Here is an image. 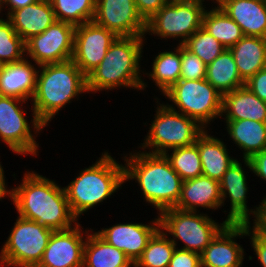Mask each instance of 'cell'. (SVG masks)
Masks as SVG:
<instances>
[{"label": "cell", "instance_id": "16", "mask_svg": "<svg viewBox=\"0 0 266 267\" xmlns=\"http://www.w3.org/2000/svg\"><path fill=\"white\" fill-rule=\"evenodd\" d=\"M247 236V224H227L200 254L201 267H241L244 249L234 238Z\"/></svg>", "mask_w": 266, "mask_h": 267}, {"label": "cell", "instance_id": "12", "mask_svg": "<svg viewBox=\"0 0 266 267\" xmlns=\"http://www.w3.org/2000/svg\"><path fill=\"white\" fill-rule=\"evenodd\" d=\"M21 102L26 100L0 95V139L18 155H37L38 144L25 119V111L18 107Z\"/></svg>", "mask_w": 266, "mask_h": 267}, {"label": "cell", "instance_id": "15", "mask_svg": "<svg viewBox=\"0 0 266 267\" xmlns=\"http://www.w3.org/2000/svg\"><path fill=\"white\" fill-rule=\"evenodd\" d=\"M79 226L77 222L70 229L53 231L36 267H82L85 240Z\"/></svg>", "mask_w": 266, "mask_h": 267}, {"label": "cell", "instance_id": "27", "mask_svg": "<svg viewBox=\"0 0 266 267\" xmlns=\"http://www.w3.org/2000/svg\"><path fill=\"white\" fill-rule=\"evenodd\" d=\"M85 239L82 267H131L134 265L123 251L108 244L96 232L88 234Z\"/></svg>", "mask_w": 266, "mask_h": 267}, {"label": "cell", "instance_id": "18", "mask_svg": "<svg viewBox=\"0 0 266 267\" xmlns=\"http://www.w3.org/2000/svg\"><path fill=\"white\" fill-rule=\"evenodd\" d=\"M242 164L236 159L224 174L220 181V193L222 203L224 204L225 197L230 198L231 209L227 215L226 222L229 224H247L249 222L248 213L255 214L256 210L247 207V182L245 171Z\"/></svg>", "mask_w": 266, "mask_h": 267}, {"label": "cell", "instance_id": "1", "mask_svg": "<svg viewBox=\"0 0 266 267\" xmlns=\"http://www.w3.org/2000/svg\"><path fill=\"white\" fill-rule=\"evenodd\" d=\"M10 198L19 216L53 231L67 230L73 227L72 223L77 224L64 187L37 173H24L22 183L11 190Z\"/></svg>", "mask_w": 266, "mask_h": 267}, {"label": "cell", "instance_id": "44", "mask_svg": "<svg viewBox=\"0 0 266 267\" xmlns=\"http://www.w3.org/2000/svg\"><path fill=\"white\" fill-rule=\"evenodd\" d=\"M0 164V199L4 198L5 196L11 197V191L7 190V185L5 184V177H4V170ZM8 194V195H7Z\"/></svg>", "mask_w": 266, "mask_h": 267}, {"label": "cell", "instance_id": "36", "mask_svg": "<svg viewBox=\"0 0 266 267\" xmlns=\"http://www.w3.org/2000/svg\"><path fill=\"white\" fill-rule=\"evenodd\" d=\"M207 65L195 54L181 45V75L183 80L206 79Z\"/></svg>", "mask_w": 266, "mask_h": 267}, {"label": "cell", "instance_id": "17", "mask_svg": "<svg viewBox=\"0 0 266 267\" xmlns=\"http://www.w3.org/2000/svg\"><path fill=\"white\" fill-rule=\"evenodd\" d=\"M160 228L159 216L152 225L139 223L116 224L96 232L108 244L123 251L134 264L146 248L148 241Z\"/></svg>", "mask_w": 266, "mask_h": 267}, {"label": "cell", "instance_id": "41", "mask_svg": "<svg viewBox=\"0 0 266 267\" xmlns=\"http://www.w3.org/2000/svg\"><path fill=\"white\" fill-rule=\"evenodd\" d=\"M244 163L258 177L266 180V149L255 154L250 160L244 159Z\"/></svg>", "mask_w": 266, "mask_h": 267}, {"label": "cell", "instance_id": "35", "mask_svg": "<svg viewBox=\"0 0 266 267\" xmlns=\"http://www.w3.org/2000/svg\"><path fill=\"white\" fill-rule=\"evenodd\" d=\"M183 45L206 65L212 63L226 49L203 27H200Z\"/></svg>", "mask_w": 266, "mask_h": 267}, {"label": "cell", "instance_id": "38", "mask_svg": "<svg viewBox=\"0 0 266 267\" xmlns=\"http://www.w3.org/2000/svg\"><path fill=\"white\" fill-rule=\"evenodd\" d=\"M245 85L261 100L266 102V67L253 75Z\"/></svg>", "mask_w": 266, "mask_h": 267}, {"label": "cell", "instance_id": "2", "mask_svg": "<svg viewBox=\"0 0 266 267\" xmlns=\"http://www.w3.org/2000/svg\"><path fill=\"white\" fill-rule=\"evenodd\" d=\"M33 100V127L39 133L71 99L87 92V77L72 61L39 66ZM40 72V74H39Z\"/></svg>", "mask_w": 266, "mask_h": 267}, {"label": "cell", "instance_id": "43", "mask_svg": "<svg viewBox=\"0 0 266 267\" xmlns=\"http://www.w3.org/2000/svg\"><path fill=\"white\" fill-rule=\"evenodd\" d=\"M37 1L38 0H0V13H1L2 7H4L5 4L7 5V7L8 5L10 6L8 8L9 11L7 13V17H8L13 11L26 7L30 4L36 3Z\"/></svg>", "mask_w": 266, "mask_h": 267}, {"label": "cell", "instance_id": "25", "mask_svg": "<svg viewBox=\"0 0 266 267\" xmlns=\"http://www.w3.org/2000/svg\"><path fill=\"white\" fill-rule=\"evenodd\" d=\"M229 49L244 82L266 67V38L243 36Z\"/></svg>", "mask_w": 266, "mask_h": 267}, {"label": "cell", "instance_id": "39", "mask_svg": "<svg viewBox=\"0 0 266 267\" xmlns=\"http://www.w3.org/2000/svg\"><path fill=\"white\" fill-rule=\"evenodd\" d=\"M138 13L147 21L167 2L166 0H134Z\"/></svg>", "mask_w": 266, "mask_h": 267}, {"label": "cell", "instance_id": "29", "mask_svg": "<svg viewBox=\"0 0 266 267\" xmlns=\"http://www.w3.org/2000/svg\"><path fill=\"white\" fill-rule=\"evenodd\" d=\"M207 11L203 16L202 27L226 49L234 46L244 36L240 26L219 6Z\"/></svg>", "mask_w": 266, "mask_h": 267}, {"label": "cell", "instance_id": "10", "mask_svg": "<svg viewBox=\"0 0 266 267\" xmlns=\"http://www.w3.org/2000/svg\"><path fill=\"white\" fill-rule=\"evenodd\" d=\"M203 5L193 3H166L146 21V33L162 38H183V45L200 27L205 13Z\"/></svg>", "mask_w": 266, "mask_h": 267}, {"label": "cell", "instance_id": "31", "mask_svg": "<svg viewBox=\"0 0 266 267\" xmlns=\"http://www.w3.org/2000/svg\"><path fill=\"white\" fill-rule=\"evenodd\" d=\"M176 249L168 234L159 228L148 241L134 267H168Z\"/></svg>", "mask_w": 266, "mask_h": 267}, {"label": "cell", "instance_id": "26", "mask_svg": "<svg viewBox=\"0 0 266 267\" xmlns=\"http://www.w3.org/2000/svg\"><path fill=\"white\" fill-rule=\"evenodd\" d=\"M230 137L244 150L243 159H251L266 149V122L253 120H226Z\"/></svg>", "mask_w": 266, "mask_h": 267}, {"label": "cell", "instance_id": "21", "mask_svg": "<svg viewBox=\"0 0 266 267\" xmlns=\"http://www.w3.org/2000/svg\"><path fill=\"white\" fill-rule=\"evenodd\" d=\"M199 206L214 210L222 206L219 181L203 175L183 181L175 208L196 211Z\"/></svg>", "mask_w": 266, "mask_h": 267}, {"label": "cell", "instance_id": "14", "mask_svg": "<svg viewBox=\"0 0 266 267\" xmlns=\"http://www.w3.org/2000/svg\"><path fill=\"white\" fill-rule=\"evenodd\" d=\"M93 22L117 36H145L146 21L134 0H96Z\"/></svg>", "mask_w": 266, "mask_h": 267}, {"label": "cell", "instance_id": "8", "mask_svg": "<svg viewBox=\"0 0 266 267\" xmlns=\"http://www.w3.org/2000/svg\"><path fill=\"white\" fill-rule=\"evenodd\" d=\"M0 257L4 267H36L43 256L53 230L18 216Z\"/></svg>", "mask_w": 266, "mask_h": 267}, {"label": "cell", "instance_id": "45", "mask_svg": "<svg viewBox=\"0 0 266 267\" xmlns=\"http://www.w3.org/2000/svg\"><path fill=\"white\" fill-rule=\"evenodd\" d=\"M204 0H166L167 3L175 4V3H193L203 5ZM214 1V0H213Z\"/></svg>", "mask_w": 266, "mask_h": 267}, {"label": "cell", "instance_id": "33", "mask_svg": "<svg viewBox=\"0 0 266 267\" xmlns=\"http://www.w3.org/2000/svg\"><path fill=\"white\" fill-rule=\"evenodd\" d=\"M171 150L173 151L171 155L168 152L164 155L183 181L202 175L201 159L198 146L195 143L190 146L178 147Z\"/></svg>", "mask_w": 266, "mask_h": 267}, {"label": "cell", "instance_id": "40", "mask_svg": "<svg viewBox=\"0 0 266 267\" xmlns=\"http://www.w3.org/2000/svg\"><path fill=\"white\" fill-rule=\"evenodd\" d=\"M255 219L252 232L262 240L266 241V198H264L259 207H256Z\"/></svg>", "mask_w": 266, "mask_h": 267}, {"label": "cell", "instance_id": "23", "mask_svg": "<svg viewBox=\"0 0 266 267\" xmlns=\"http://www.w3.org/2000/svg\"><path fill=\"white\" fill-rule=\"evenodd\" d=\"M221 113H225L226 120L266 122V102L244 85L222 95Z\"/></svg>", "mask_w": 266, "mask_h": 267}, {"label": "cell", "instance_id": "3", "mask_svg": "<svg viewBox=\"0 0 266 267\" xmlns=\"http://www.w3.org/2000/svg\"><path fill=\"white\" fill-rule=\"evenodd\" d=\"M124 157V179H136L146 202L159 212L176 206L181 195L183 180L172 168L164 154L135 152Z\"/></svg>", "mask_w": 266, "mask_h": 267}, {"label": "cell", "instance_id": "20", "mask_svg": "<svg viewBox=\"0 0 266 267\" xmlns=\"http://www.w3.org/2000/svg\"><path fill=\"white\" fill-rule=\"evenodd\" d=\"M7 18L24 42L43 33L56 21L50 0H38L13 11Z\"/></svg>", "mask_w": 266, "mask_h": 267}, {"label": "cell", "instance_id": "28", "mask_svg": "<svg viewBox=\"0 0 266 267\" xmlns=\"http://www.w3.org/2000/svg\"><path fill=\"white\" fill-rule=\"evenodd\" d=\"M206 80L222 95L245 85L230 49L223 52L206 69Z\"/></svg>", "mask_w": 266, "mask_h": 267}, {"label": "cell", "instance_id": "22", "mask_svg": "<svg viewBox=\"0 0 266 267\" xmlns=\"http://www.w3.org/2000/svg\"><path fill=\"white\" fill-rule=\"evenodd\" d=\"M27 59L2 65L0 70V95L32 99L38 70ZM37 70V71H36Z\"/></svg>", "mask_w": 266, "mask_h": 267}, {"label": "cell", "instance_id": "5", "mask_svg": "<svg viewBox=\"0 0 266 267\" xmlns=\"http://www.w3.org/2000/svg\"><path fill=\"white\" fill-rule=\"evenodd\" d=\"M125 183L124 165L118 164L108 152L89 168L83 169L65 192L75 217L113 195Z\"/></svg>", "mask_w": 266, "mask_h": 267}, {"label": "cell", "instance_id": "32", "mask_svg": "<svg viewBox=\"0 0 266 267\" xmlns=\"http://www.w3.org/2000/svg\"><path fill=\"white\" fill-rule=\"evenodd\" d=\"M56 20L74 26L92 22L96 0H50Z\"/></svg>", "mask_w": 266, "mask_h": 267}, {"label": "cell", "instance_id": "19", "mask_svg": "<svg viewBox=\"0 0 266 267\" xmlns=\"http://www.w3.org/2000/svg\"><path fill=\"white\" fill-rule=\"evenodd\" d=\"M217 4L240 26L244 36L266 38V2L220 0Z\"/></svg>", "mask_w": 266, "mask_h": 267}, {"label": "cell", "instance_id": "37", "mask_svg": "<svg viewBox=\"0 0 266 267\" xmlns=\"http://www.w3.org/2000/svg\"><path fill=\"white\" fill-rule=\"evenodd\" d=\"M168 267H201L200 254L177 247Z\"/></svg>", "mask_w": 266, "mask_h": 267}, {"label": "cell", "instance_id": "13", "mask_svg": "<svg viewBox=\"0 0 266 267\" xmlns=\"http://www.w3.org/2000/svg\"><path fill=\"white\" fill-rule=\"evenodd\" d=\"M118 36L111 30L92 22L75 28L72 61L87 76L105 57Z\"/></svg>", "mask_w": 266, "mask_h": 267}, {"label": "cell", "instance_id": "7", "mask_svg": "<svg viewBox=\"0 0 266 267\" xmlns=\"http://www.w3.org/2000/svg\"><path fill=\"white\" fill-rule=\"evenodd\" d=\"M161 230L173 236L171 241L176 246V240L184 243V250L201 254L216 235L228 224L221 225L205 214L197 211H185L178 208H168L159 213ZM176 239V240H175Z\"/></svg>", "mask_w": 266, "mask_h": 267}, {"label": "cell", "instance_id": "6", "mask_svg": "<svg viewBox=\"0 0 266 267\" xmlns=\"http://www.w3.org/2000/svg\"><path fill=\"white\" fill-rule=\"evenodd\" d=\"M149 135L142 147L152 154H165L168 149L190 146L205 131L196 120L177 112L173 105L159 104ZM147 147V148H146ZM154 148V149H153Z\"/></svg>", "mask_w": 266, "mask_h": 267}, {"label": "cell", "instance_id": "30", "mask_svg": "<svg viewBox=\"0 0 266 267\" xmlns=\"http://www.w3.org/2000/svg\"><path fill=\"white\" fill-rule=\"evenodd\" d=\"M176 53L172 51L160 52L153 60V69L149 73L159 90L164 94L180 80L181 75V44Z\"/></svg>", "mask_w": 266, "mask_h": 267}, {"label": "cell", "instance_id": "9", "mask_svg": "<svg viewBox=\"0 0 266 267\" xmlns=\"http://www.w3.org/2000/svg\"><path fill=\"white\" fill-rule=\"evenodd\" d=\"M165 95L177 106V112L196 120L204 128L213 118L222 117V94L206 79H180Z\"/></svg>", "mask_w": 266, "mask_h": 267}, {"label": "cell", "instance_id": "42", "mask_svg": "<svg viewBox=\"0 0 266 267\" xmlns=\"http://www.w3.org/2000/svg\"><path fill=\"white\" fill-rule=\"evenodd\" d=\"M250 227V221L247 223V235H251V243L252 247L254 249V252H256V255L258 257V260L260 261V264L263 267H266V241L259 238L257 235H255L253 232H251ZM252 233V234H251Z\"/></svg>", "mask_w": 266, "mask_h": 267}, {"label": "cell", "instance_id": "11", "mask_svg": "<svg viewBox=\"0 0 266 267\" xmlns=\"http://www.w3.org/2000/svg\"><path fill=\"white\" fill-rule=\"evenodd\" d=\"M76 26L56 20L43 33L25 42V53L39 66L72 59Z\"/></svg>", "mask_w": 266, "mask_h": 267}, {"label": "cell", "instance_id": "34", "mask_svg": "<svg viewBox=\"0 0 266 267\" xmlns=\"http://www.w3.org/2000/svg\"><path fill=\"white\" fill-rule=\"evenodd\" d=\"M24 53L25 42L15 31L11 21L0 18V62L4 65L22 61L26 55Z\"/></svg>", "mask_w": 266, "mask_h": 267}, {"label": "cell", "instance_id": "46", "mask_svg": "<svg viewBox=\"0 0 266 267\" xmlns=\"http://www.w3.org/2000/svg\"><path fill=\"white\" fill-rule=\"evenodd\" d=\"M0 265H1L0 267H2L3 265H5L4 262H3V259L1 257H0Z\"/></svg>", "mask_w": 266, "mask_h": 267}, {"label": "cell", "instance_id": "4", "mask_svg": "<svg viewBox=\"0 0 266 267\" xmlns=\"http://www.w3.org/2000/svg\"><path fill=\"white\" fill-rule=\"evenodd\" d=\"M143 37L118 36L115 39L101 63L86 76L88 93L121 86L145 88L139 74Z\"/></svg>", "mask_w": 266, "mask_h": 267}, {"label": "cell", "instance_id": "24", "mask_svg": "<svg viewBox=\"0 0 266 267\" xmlns=\"http://www.w3.org/2000/svg\"><path fill=\"white\" fill-rule=\"evenodd\" d=\"M202 165V175L221 181L224 174L236 160L230 157L226 145L220 139L204 131L196 140Z\"/></svg>", "mask_w": 266, "mask_h": 267}]
</instances>
